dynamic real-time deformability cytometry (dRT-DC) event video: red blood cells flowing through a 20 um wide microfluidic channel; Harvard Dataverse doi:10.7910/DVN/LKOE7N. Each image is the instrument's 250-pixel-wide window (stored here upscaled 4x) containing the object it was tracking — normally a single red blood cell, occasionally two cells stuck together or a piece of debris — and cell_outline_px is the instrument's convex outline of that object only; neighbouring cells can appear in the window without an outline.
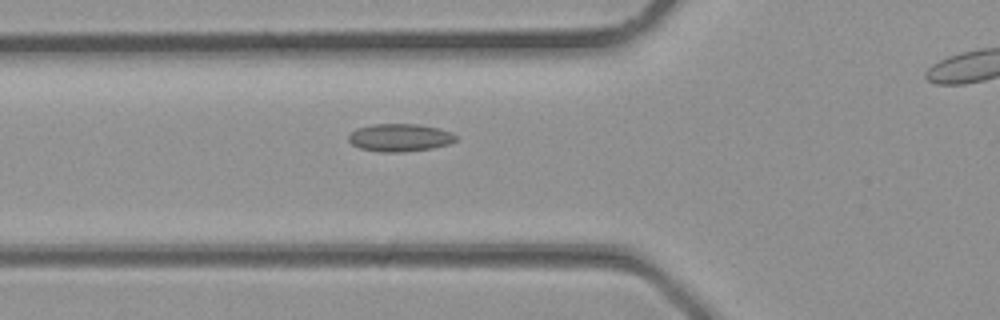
{"species": "common noctule bat (a hibernating species)", "species_latin": "Nyctalus noctula", "temperature_condition": "room temperature", "stored_images_in_passage": 22, "camera_frame_rate_fps": 3000, "um_per_image_px": 0.085, "animal": {"sex": "male", "body_mass_g": 23.1, "forearm_length_mm": 52.7}, "frame": {"image": 1, "passage_image": 4, "time_ms": 1.0, "image_size_px": [1000, 320], "cell_outline_px": [[456, 140], [448, 144], [432, 148], [400, 152], [380, 152], [360, 148], [352, 144], [348, 140], [348, 136], [356, 128], [372, 124], [416, 124], [440, 128], [452, 132], [456, 136]], "centroid_in_image_um": [33.98, 11.69], "position_along_channel_um": 91.8, "area_um2": 17.34}}
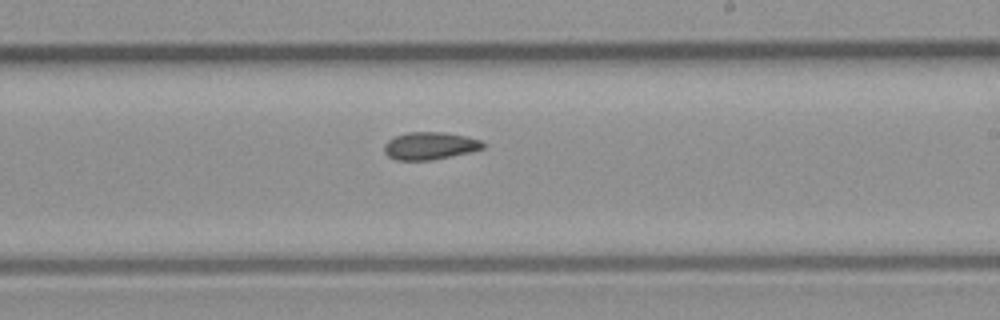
{"frame": {"image": 2, "passage_image": 12, "time_ms": 3.667, "image_size_px": [1000, 320], "cell_outline_px": [[484, 148], [468, 152], [432, 160], [396, 160], [388, 156], [384, 152], [384, 144], [388, 140], [396, 136], [408, 132], [444, 132], [464, 136], [480, 140], [484, 144]], "centroid_in_image_um": [36.5, 12.39], "position_along_channel_um": 252.5, "area_um2": 15.66}}
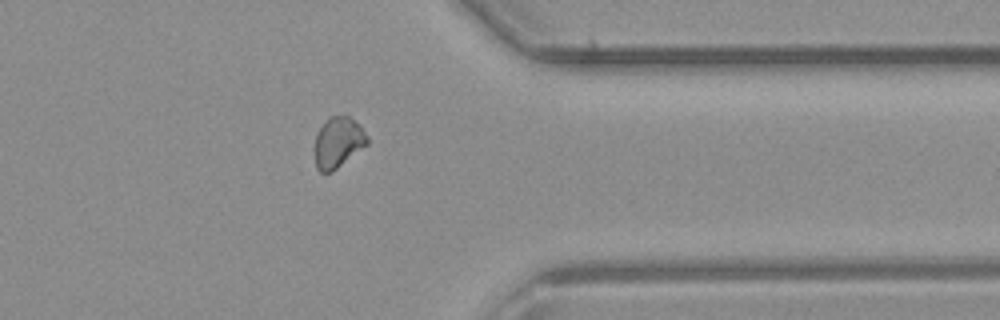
{"frame": {"image": 3, "passage_image": 19, "time_ms": 6.0, "image_size_px": [1000, 320], "cell_outline_px": [[368, 144], [332, 172], [320, 172], [316, 168], [312, 152], [316, 132], [332, 116], [344, 112], [368, 136]], "centroid_in_image_um": [28.68, 12.13], "position_along_channel_um": 382.7, "area_um2": 15.72}}